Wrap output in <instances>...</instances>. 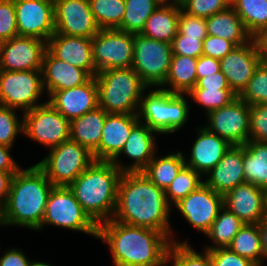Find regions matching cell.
<instances>
[{
    "mask_svg": "<svg viewBox=\"0 0 267 266\" xmlns=\"http://www.w3.org/2000/svg\"><path fill=\"white\" fill-rule=\"evenodd\" d=\"M156 154L141 172L158 188L166 190L185 166V154L178 150L163 156Z\"/></svg>",
    "mask_w": 267,
    "mask_h": 266,
    "instance_id": "31",
    "label": "cell"
},
{
    "mask_svg": "<svg viewBox=\"0 0 267 266\" xmlns=\"http://www.w3.org/2000/svg\"><path fill=\"white\" fill-rule=\"evenodd\" d=\"M23 119V115L22 118L18 116L16 109L0 105V145L14 146L17 135H23Z\"/></svg>",
    "mask_w": 267,
    "mask_h": 266,
    "instance_id": "42",
    "label": "cell"
},
{
    "mask_svg": "<svg viewBox=\"0 0 267 266\" xmlns=\"http://www.w3.org/2000/svg\"><path fill=\"white\" fill-rule=\"evenodd\" d=\"M143 92L138 109V120L159 135L179 132L189 120L188 94L172 93L162 88Z\"/></svg>",
    "mask_w": 267,
    "mask_h": 266,
    "instance_id": "6",
    "label": "cell"
},
{
    "mask_svg": "<svg viewBox=\"0 0 267 266\" xmlns=\"http://www.w3.org/2000/svg\"><path fill=\"white\" fill-rule=\"evenodd\" d=\"M180 9L179 2H162L147 19L141 35L172 43L178 32Z\"/></svg>",
    "mask_w": 267,
    "mask_h": 266,
    "instance_id": "27",
    "label": "cell"
},
{
    "mask_svg": "<svg viewBox=\"0 0 267 266\" xmlns=\"http://www.w3.org/2000/svg\"><path fill=\"white\" fill-rule=\"evenodd\" d=\"M250 141L267 143V104L249 105Z\"/></svg>",
    "mask_w": 267,
    "mask_h": 266,
    "instance_id": "44",
    "label": "cell"
},
{
    "mask_svg": "<svg viewBox=\"0 0 267 266\" xmlns=\"http://www.w3.org/2000/svg\"><path fill=\"white\" fill-rule=\"evenodd\" d=\"M23 134L47 149L70 140V121L48 101L23 114Z\"/></svg>",
    "mask_w": 267,
    "mask_h": 266,
    "instance_id": "11",
    "label": "cell"
},
{
    "mask_svg": "<svg viewBox=\"0 0 267 266\" xmlns=\"http://www.w3.org/2000/svg\"><path fill=\"white\" fill-rule=\"evenodd\" d=\"M203 178L200 173L185 165L165 190L168 204L173 207L181 199L197 190L204 183Z\"/></svg>",
    "mask_w": 267,
    "mask_h": 266,
    "instance_id": "37",
    "label": "cell"
},
{
    "mask_svg": "<svg viewBox=\"0 0 267 266\" xmlns=\"http://www.w3.org/2000/svg\"><path fill=\"white\" fill-rule=\"evenodd\" d=\"M173 207L191 226L206 234L223 208V196L203 183Z\"/></svg>",
    "mask_w": 267,
    "mask_h": 266,
    "instance_id": "16",
    "label": "cell"
},
{
    "mask_svg": "<svg viewBox=\"0 0 267 266\" xmlns=\"http://www.w3.org/2000/svg\"><path fill=\"white\" fill-rule=\"evenodd\" d=\"M47 42L35 37L16 36L2 41L0 48V70H42Z\"/></svg>",
    "mask_w": 267,
    "mask_h": 266,
    "instance_id": "17",
    "label": "cell"
},
{
    "mask_svg": "<svg viewBox=\"0 0 267 266\" xmlns=\"http://www.w3.org/2000/svg\"><path fill=\"white\" fill-rule=\"evenodd\" d=\"M47 101L69 121L80 117L98 107L96 79L91 77L78 87L53 91Z\"/></svg>",
    "mask_w": 267,
    "mask_h": 266,
    "instance_id": "21",
    "label": "cell"
},
{
    "mask_svg": "<svg viewBox=\"0 0 267 266\" xmlns=\"http://www.w3.org/2000/svg\"><path fill=\"white\" fill-rule=\"evenodd\" d=\"M61 227L98 237V225L83 210L73 192L67 186H54L51 190L41 226Z\"/></svg>",
    "mask_w": 267,
    "mask_h": 266,
    "instance_id": "7",
    "label": "cell"
},
{
    "mask_svg": "<svg viewBox=\"0 0 267 266\" xmlns=\"http://www.w3.org/2000/svg\"><path fill=\"white\" fill-rule=\"evenodd\" d=\"M55 33L93 38L100 28L90 9L89 0H53Z\"/></svg>",
    "mask_w": 267,
    "mask_h": 266,
    "instance_id": "15",
    "label": "cell"
},
{
    "mask_svg": "<svg viewBox=\"0 0 267 266\" xmlns=\"http://www.w3.org/2000/svg\"><path fill=\"white\" fill-rule=\"evenodd\" d=\"M114 266H167L171 238L158 230L107 220L98 225Z\"/></svg>",
    "mask_w": 267,
    "mask_h": 266,
    "instance_id": "2",
    "label": "cell"
},
{
    "mask_svg": "<svg viewBox=\"0 0 267 266\" xmlns=\"http://www.w3.org/2000/svg\"><path fill=\"white\" fill-rule=\"evenodd\" d=\"M125 14L118 30L141 34L147 19L162 3L160 0H124Z\"/></svg>",
    "mask_w": 267,
    "mask_h": 266,
    "instance_id": "35",
    "label": "cell"
},
{
    "mask_svg": "<svg viewBox=\"0 0 267 266\" xmlns=\"http://www.w3.org/2000/svg\"><path fill=\"white\" fill-rule=\"evenodd\" d=\"M133 52V34L128 32L100 29L92 38L96 74L103 70L132 67Z\"/></svg>",
    "mask_w": 267,
    "mask_h": 266,
    "instance_id": "12",
    "label": "cell"
},
{
    "mask_svg": "<svg viewBox=\"0 0 267 266\" xmlns=\"http://www.w3.org/2000/svg\"><path fill=\"white\" fill-rule=\"evenodd\" d=\"M244 224L234 213L223 207L210 230L205 234L211 240L212 245H206L203 250L228 247Z\"/></svg>",
    "mask_w": 267,
    "mask_h": 266,
    "instance_id": "33",
    "label": "cell"
},
{
    "mask_svg": "<svg viewBox=\"0 0 267 266\" xmlns=\"http://www.w3.org/2000/svg\"><path fill=\"white\" fill-rule=\"evenodd\" d=\"M28 259L21 249H6L0 257V266H33L36 262Z\"/></svg>",
    "mask_w": 267,
    "mask_h": 266,
    "instance_id": "50",
    "label": "cell"
},
{
    "mask_svg": "<svg viewBox=\"0 0 267 266\" xmlns=\"http://www.w3.org/2000/svg\"><path fill=\"white\" fill-rule=\"evenodd\" d=\"M138 122L137 114L107 113L100 145L92 153L94 160L112 161L121 152Z\"/></svg>",
    "mask_w": 267,
    "mask_h": 266,
    "instance_id": "23",
    "label": "cell"
},
{
    "mask_svg": "<svg viewBox=\"0 0 267 266\" xmlns=\"http://www.w3.org/2000/svg\"><path fill=\"white\" fill-rule=\"evenodd\" d=\"M206 29L208 35L219 36L235 46L246 44L253 38L232 6L206 18Z\"/></svg>",
    "mask_w": 267,
    "mask_h": 266,
    "instance_id": "29",
    "label": "cell"
},
{
    "mask_svg": "<svg viewBox=\"0 0 267 266\" xmlns=\"http://www.w3.org/2000/svg\"><path fill=\"white\" fill-rule=\"evenodd\" d=\"M53 187L37 164L21 168L13 175L4 205L6 225L36 231L42 224L47 200Z\"/></svg>",
    "mask_w": 267,
    "mask_h": 266,
    "instance_id": "3",
    "label": "cell"
},
{
    "mask_svg": "<svg viewBox=\"0 0 267 266\" xmlns=\"http://www.w3.org/2000/svg\"><path fill=\"white\" fill-rule=\"evenodd\" d=\"M7 227L6 220H5V211L4 205L0 204V227Z\"/></svg>",
    "mask_w": 267,
    "mask_h": 266,
    "instance_id": "57",
    "label": "cell"
},
{
    "mask_svg": "<svg viewBox=\"0 0 267 266\" xmlns=\"http://www.w3.org/2000/svg\"><path fill=\"white\" fill-rule=\"evenodd\" d=\"M265 219H267V190H265Z\"/></svg>",
    "mask_w": 267,
    "mask_h": 266,
    "instance_id": "59",
    "label": "cell"
},
{
    "mask_svg": "<svg viewBox=\"0 0 267 266\" xmlns=\"http://www.w3.org/2000/svg\"><path fill=\"white\" fill-rule=\"evenodd\" d=\"M47 50L57 59L85 70L95 77L92 38L67 36L54 33L47 41Z\"/></svg>",
    "mask_w": 267,
    "mask_h": 266,
    "instance_id": "22",
    "label": "cell"
},
{
    "mask_svg": "<svg viewBox=\"0 0 267 266\" xmlns=\"http://www.w3.org/2000/svg\"><path fill=\"white\" fill-rule=\"evenodd\" d=\"M259 231L261 235V246H262V260L261 266H265L267 261V219L262 220L258 223Z\"/></svg>",
    "mask_w": 267,
    "mask_h": 266,
    "instance_id": "56",
    "label": "cell"
},
{
    "mask_svg": "<svg viewBox=\"0 0 267 266\" xmlns=\"http://www.w3.org/2000/svg\"><path fill=\"white\" fill-rule=\"evenodd\" d=\"M231 6L252 37L267 26V0H231Z\"/></svg>",
    "mask_w": 267,
    "mask_h": 266,
    "instance_id": "36",
    "label": "cell"
},
{
    "mask_svg": "<svg viewBox=\"0 0 267 266\" xmlns=\"http://www.w3.org/2000/svg\"><path fill=\"white\" fill-rule=\"evenodd\" d=\"M167 266H213V263L209 251L198 253L189 243L172 242L167 255Z\"/></svg>",
    "mask_w": 267,
    "mask_h": 266,
    "instance_id": "39",
    "label": "cell"
},
{
    "mask_svg": "<svg viewBox=\"0 0 267 266\" xmlns=\"http://www.w3.org/2000/svg\"><path fill=\"white\" fill-rule=\"evenodd\" d=\"M179 4L183 12L206 19L231 6V0H180Z\"/></svg>",
    "mask_w": 267,
    "mask_h": 266,
    "instance_id": "43",
    "label": "cell"
},
{
    "mask_svg": "<svg viewBox=\"0 0 267 266\" xmlns=\"http://www.w3.org/2000/svg\"><path fill=\"white\" fill-rule=\"evenodd\" d=\"M228 248L261 266L262 246L258 224H244L232 239Z\"/></svg>",
    "mask_w": 267,
    "mask_h": 266,
    "instance_id": "34",
    "label": "cell"
},
{
    "mask_svg": "<svg viewBox=\"0 0 267 266\" xmlns=\"http://www.w3.org/2000/svg\"><path fill=\"white\" fill-rule=\"evenodd\" d=\"M236 47L232 42L219 36L207 35L203 40L202 55L221 60Z\"/></svg>",
    "mask_w": 267,
    "mask_h": 266,
    "instance_id": "49",
    "label": "cell"
},
{
    "mask_svg": "<svg viewBox=\"0 0 267 266\" xmlns=\"http://www.w3.org/2000/svg\"><path fill=\"white\" fill-rule=\"evenodd\" d=\"M18 36L48 41L55 33L53 0H14Z\"/></svg>",
    "mask_w": 267,
    "mask_h": 266,
    "instance_id": "14",
    "label": "cell"
},
{
    "mask_svg": "<svg viewBox=\"0 0 267 266\" xmlns=\"http://www.w3.org/2000/svg\"><path fill=\"white\" fill-rule=\"evenodd\" d=\"M93 162V154L86 147L68 140L49 149L36 164L54 186L68 187Z\"/></svg>",
    "mask_w": 267,
    "mask_h": 266,
    "instance_id": "8",
    "label": "cell"
},
{
    "mask_svg": "<svg viewBox=\"0 0 267 266\" xmlns=\"http://www.w3.org/2000/svg\"><path fill=\"white\" fill-rule=\"evenodd\" d=\"M223 207L245 224H258L265 219V190L242 183L223 196Z\"/></svg>",
    "mask_w": 267,
    "mask_h": 266,
    "instance_id": "20",
    "label": "cell"
},
{
    "mask_svg": "<svg viewBox=\"0 0 267 266\" xmlns=\"http://www.w3.org/2000/svg\"><path fill=\"white\" fill-rule=\"evenodd\" d=\"M156 135L158 133L149 128L146 124L138 122L132 129L130 136L124 144L121 152L112 162L124 172H141L152 160L157 152ZM121 155H125L132 160L131 164L125 165L121 160Z\"/></svg>",
    "mask_w": 267,
    "mask_h": 266,
    "instance_id": "19",
    "label": "cell"
},
{
    "mask_svg": "<svg viewBox=\"0 0 267 266\" xmlns=\"http://www.w3.org/2000/svg\"><path fill=\"white\" fill-rule=\"evenodd\" d=\"M17 172H7L0 170V204L5 205L13 175Z\"/></svg>",
    "mask_w": 267,
    "mask_h": 266,
    "instance_id": "54",
    "label": "cell"
},
{
    "mask_svg": "<svg viewBox=\"0 0 267 266\" xmlns=\"http://www.w3.org/2000/svg\"><path fill=\"white\" fill-rule=\"evenodd\" d=\"M12 147L0 145V170L7 172H18L21 167L10 154Z\"/></svg>",
    "mask_w": 267,
    "mask_h": 266,
    "instance_id": "53",
    "label": "cell"
},
{
    "mask_svg": "<svg viewBox=\"0 0 267 266\" xmlns=\"http://www.w3.org/2000/svg\"><path fill=\"white\" fill-rule=\"evenodd\" d=\"M197 138L192 144L190 157L185 156V165L203 177L213 169L232 146L228 141L209 132L204 126L196 128Z\"/></svg>",
    "mask_w": 267,
    "mask_h": 266,
    "instance_id": "24",
    "label": "cell"
},
{
    "mask_svg": "<svg viewBox=\"0 0 267 266\" xmlns=\"http://www.w3.org/2000/svg\"><path fill=\"white\" fill-rule=\"evenodd\" d=\"M171 210L165 190L158 188L142 172L122 173L113 220L158 230L167 234L174 243H188L187 240H175L169 222Z\"/></svg>",
    "mask_w": 267,
    "mask_h": 266,
    "instance_id": "1",
    "label": "cell"
},
{
    "mask_svg": "<svg viewBox=\"0 0 267 266\" xmlns=\"http://www.w3.org/2000/svg\"><path fill=\"white\" fill-rule=\"evenodd\" d=\"M220 60L205 55L197 58V80L210 74L220 72Z\"/></svg>",
    "mask_w": 267,
    "mask_h": 266,
    "instance_id": "52",
    "label": "cell"
},
{
    "mask_svg": "<svg viewBox=\"0 0 267 266\" xmlns=\"http://www.w3.org/2000/svg\"><path fill=\"white\" fill-rule=\"evenodd\" d=\"M263 61L267 64V57Z\"/></svg>",
    "mask_w": 267,
    "mask_h": 266,
    "instance_id": "61",
    "label": "cell"
},
{
    "mask_svg": "<svg viewBox=\"0 0 267 266\" xmlns=\"http://www.w3.org/2000/svg\"><path fill=\"white\" fill-rule=\"evenodd\" d=\"M133 49L132 68L148 88H160L170 70L171 43L133 34Z\"/></svg>",
    "mask_w": 267,
    "mask_h": 266,
    "instance_id": "9",
    "label": "cell"
},
{
    "mask_svg": "<svg viewBox=\"0 0 267 266\" xmlns=\"http://www.w3.org/2000/svg\"><path fill=\"white\" fill-rule=\"evenodd\" d=\"M245 182L267 190V143L249 141L243 145Z\"/></svg>",
    "mask_w": 267,
    "mask_h": 266,
    "instance_id": "32",
    "label": "cell"
},
{
    "mask_svg": "<svg viewBox=\"0 0 267 266\" xmlns=\"http://www.w3.org/2000/svg\"><path fill=\"white\" fill-rule=\"evenodd\" d=\"M204 177V184L222 196L237 185L245 183L243 146L232 145L219 163Z\"/></svg>",
    "mask_w": 267,
    "mask_h": 266,
    "instance_id": "25",
    "label": "cell"
},
{
    "mask_svg": "<svg viewBox=\"0 0 267 266\" xmlns=\"http://www.w3.org/2000/svg\"><path fill=\"white\" fill-rule=\"evenodd\" d=\"M262 61L254 38L246 44L234 47L220 60L221 72L237 96L246 88L254 71Z\"/></svg>",
    "mask_w": 267,
    "mask_h": 266,
    "instance_id": "18",
    "label": "cell"
},
{
    "mask_svg": "<svg viewBox=\"0 0 267 266\" xmlns=\"http://www.w3.org/2000/svg\"><path fill=\"white\" fill-rule=\"evenodd\" d=\"M42 71L0 70V105L22 111V115L45 102Z\"/></svg>",
    "mask_w": 267,
    "mask_h": 266,
    "instance_id": "10",
    "label": "cell"
},
{
    "mask_svg": "<svg viewBox=\"0 0 267 266\" xmlns=\"http://www.w3.org/2000/svg\"><path fill=\"white\" fill-rule=\"evenodd\" d=\"M203 40L198 38L187 37L177 32L171 43L173 54L198 58L203 53Z\"/></svg>",
    "mask_w": 267,
    "mask_h": 266,
    "instance_id": "47",
    "label": "cell"
},
{
    "mask_svg": "<svg viewBox=\"0 0 267 266\" xmlns=\"http://www.w3.org/2000/svg\"><path fill=\"white\" fill-rule=\"evenodd\" d=\"M33 266H52L51 264H48L46 262L36 261Z\"/></svg>",
    "mask_w": 267,
    "mask_h": 266,
    "instance_id": "58",
    "label": "cell"
},
{
    "mask_svg": "<svg viewBox=\"0 0 267 266\" xmlns=\"http://www.w3.org/2000/svg\"><path fill=\"white\" fill-rule=\"evenodd\" d=\"M95 79L98 107L106 113L137 114L143 92L149 89L132 67L103 70Z\"/></svg>",
    "mask_w": 267,
    "mask_h": 266,
    "instance_id": "5",
    "label": "cell"
},
{
    "mask_svg": "<svg viewBox=\"0 0 267 266\" xmlns=\"http://www.w3.org/2000/svg\"><path fill=\"white\" fill-rule=\"evenodd\" d=\"M188 97L201 105L207 115L211 111L229 105L238 96L231 89H192Z\"/></svg>",
    "mask_w": 267,
    "mask_h": 266,
    "instance_id": "40",
    "label": "cell"
},
{
    "mask_svg": "<svg viewBox=\"0 0 267 266\" xmlns=\"http://www.w3.org/2000/svg\"><path fill=\"white\" fill-rule=\"evenodd\" d=\"M206 116L208 123L204 127L231 145L243 146L250 141L249 105L239 97Z\"/></svg>",
    "mask_w": 267,
    "mask_h": 266,
    "instance_id": "13",
    "label": "cell"
},
{
    "mask_svg": "<svg viewBox=\"0 0 267 266\" xmlns=\"http://www.w3.org/2000/svg\"><path fill=\"white\" fill-rule=\"evenodd\" d=\"M248 105L267 104V64L262 61L246 88L238 96Z\"/></svg>",
    "mask_w": 267,
    "mask_h": 266,
    "instance_id": "41",
    "label": "cell"
},
{
    "mask_svg": "<svg viewBox=\"0 0 267 266\" xmlns=\"http://www.w3.org/2000/svg\"><path fill=\"white\" fill-rule=\"evenodd\" d=\"M41 71L47 96L53 91L83 85L91 78L85 70L55 58L48 50L44 54Z\"/></svg>",
    "mask_w": 267,
    "mask_h": 266,
    "instance_id": "26",
    "label": "cell"
},
{
    "mask_svg": "<svg viewBox=\"0 0 267 266\" xmlns=\"http://www.w3.org/2000/svg\"><path fill=\"white\" fill-rule=\"evenodd\" d=\"M253 38L257 44L258 52L264 60L267 57V26L258 32Z\"/></svg>",
    "mask_w": 267,
    "mask_h": 266,
    "instance_id": "55",
    "label": "cell"
},
{
    "mask_svg": "<svg viewBox=\"0 0 267 266\" xmlns=\"http://www.w3.org/2000/svg\"><path fill=\"white\" fill-rule=\"evenodd\" d=\"M208 251L213 266H257L251 260L234 253L228 247Z\"/></svg>",
    "mask_w": 267,
    "mask_h": 266,
    "instance_id": "48",
    "label": "cell"
},
{
    "mask_svg": "<svg viewBox=\"0 0 267 266\" xmlns=\"http://www.w3.org/2000/svg\"><path fill=\"white\" fill-rule=\"evenodd\" d=\"M107 113L100 107L70 121V140L93 153L100 145Z\"/></svg>",
    "mask_w": 267,
    "mask_h": 266,
    "instance_id": "28",
    "label": "cell"
},
{
    "mask_svg": "<svg viewBox=\"0 0 267 266\" xmlns=\"http://www.w3.org/2000/svg\"><path fill=\"white\" fill-rule=\"evenodd\" d=\"M197 58L173 54L165 83L160 87L172 93L188 94L197 83Z\"/></svg>",
    "mask_w": 267,
    "mask_h": 266,
    "instance_id": "30",
    "label": "cell"
},
{
    "mask_svg": "<svg viewBox=\"0 0 267 266\" xmlns=\"http://www.w3.org/2000/svg\"><path fill=\"white\" fill-rule=\"evenodd\" d=\"M178 32L187 37L204 40L207 37L206 19L189 15L180 9Z\"/></svg>",
    "mask_w": 267,
    "mask_h": 266,
    "instance_id": "46",
    "label": "cell"
},
{
    "mask_svg": "<svg viewBox=\"0 0 267 266\" xmlns=\"http://www.w3.org/2000/svg\"><path fill=\"white\" fill-rule=\"evenodd\" d=\"M162 2H175V0H160Z\"/></svg>",
    "mask_w": 267,
    "mask_h": 266,
    "instance_id": "60",
    "label": "cell"
},
{
    "mask_svg": "<svg viewBox=\"0 0 267 266\" xmlns=\"http://www.w3.org/2000/svg\"><path fill=\"white\" fill-rule=\"evenodd\" d=\"M193 89H231L225 75L220 71L197 80Z\"/></svg>",
    "mask_w": 267,
    "mask_h": 266,
    "instance_id": "51",
    "label": "cell"
},
{
    "mask_svg": "<svg viewBox=\"0 0 267 266\" xmlns=\"http://www.w3.org/2000/svg\"><path fill=\"white\" fill-rule=\"evenodd\" d=\"M18 36L14 0H0V40Z\"/></svg>",
    "mask_w": 267,
    "mask_h": 266,
    "instance_id": "45",
    "label": "cell"
},
{
    "mask_svg": "<svg viewBox=\"0 0 267 266\" xmlns=\"http://www.w3.org/2000/svg\"><path fill=\"white\" fill-rule=\"evenodd\" d=\"M100 29H118L125 14L124 0H89Z\"/></svg>",
    "mask_w": 267,
    "mask_h": 266,
    "instance_id": "38",
    "label": "cell"
},
{
    "mask_svg": "<svg viewBox=\"0 0 267 266\" xmlns=\"http://www.w3.org/2000/svg\"><path fill=\"white\" fill-rule=\"evenodd\" d=\"M122 173L112 161L94 160L68 186L83 210L97 225L114 216Z\"/></svg>",
    "mask_w": 267,
    "mask_h": 266,
    "instance_id": "4",
    "label": "cell"
}]
</instances>
